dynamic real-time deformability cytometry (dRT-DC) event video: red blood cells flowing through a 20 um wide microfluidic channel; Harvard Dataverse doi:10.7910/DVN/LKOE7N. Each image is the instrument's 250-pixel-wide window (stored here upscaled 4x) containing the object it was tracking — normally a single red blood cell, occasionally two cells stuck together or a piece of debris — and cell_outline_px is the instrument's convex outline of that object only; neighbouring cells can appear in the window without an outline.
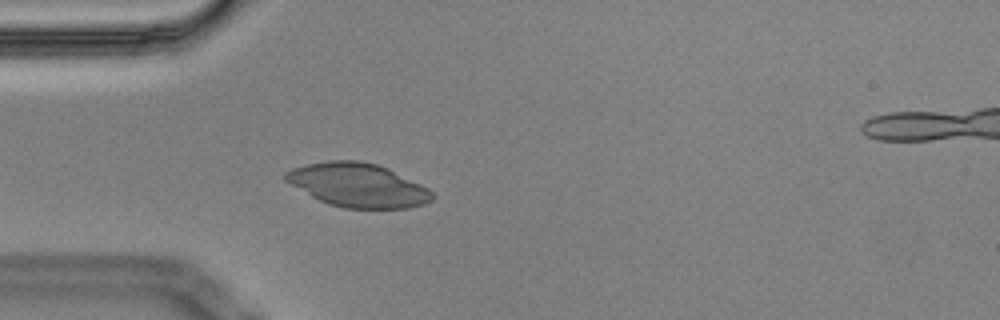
{"species": "Egyptian fruit bat (a non-hibernating species)", "species_latin": "Rousettus aegyptiacus", "temperature_condition": "cold", "stored_images_in_passage": 3, "camera_frame_rate_fps": 3000, "um_per_image_px": 0.085, "animal": {"sex": "male"}, "frame": {"image": 1, "passage_image": 3, "time_ms": 0.667, "image_size_px": [1000, 320], "cell_outline_px": [[436, 196], [432, 200], [424, 204], [408, 208], [344, 208], [328, 204], [312, 196], [284, 180], [284, 172], [292, 168], [308, 164], [328, 160], [360, 160], [376, 164], [388, 168], [428, 188]], "centroid_in_image_um": [30.43, 15.73], "position_along_channel_um": 54.6, "area_um2": 37.28}}